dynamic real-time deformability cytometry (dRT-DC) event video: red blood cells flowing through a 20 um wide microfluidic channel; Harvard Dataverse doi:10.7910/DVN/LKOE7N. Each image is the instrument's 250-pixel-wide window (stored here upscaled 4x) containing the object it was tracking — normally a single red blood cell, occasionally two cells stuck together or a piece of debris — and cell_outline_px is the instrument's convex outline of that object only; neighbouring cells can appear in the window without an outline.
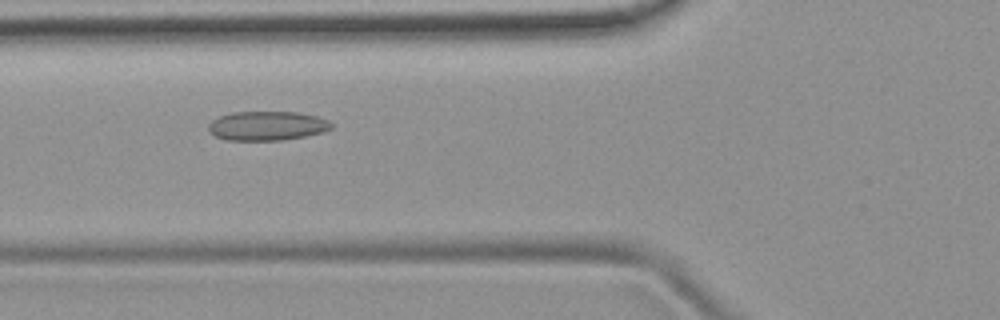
{"species": "common noctule bat (a hibernating species)", "species_latin": "Nyctalus noctula", "temperature_condition": "room temperature", "stored_images_in_passage": 51, "camera_frame_rate_fps": 3000, "um_per_image_px": 0.085, "animal": {"sex": "female", "body_mass_g": 19.9}, "frame": {"image": 1, "passage_image": 19, "time_ms": 6.0, "image_size_px": [1000, 320], "cell_outline_px": [[332, 128], [324, 132], [284, 140], [224, 140], [208, 132], [208, 124], [212, 120], [220, 116], [232, 112], [296, 112], [316, 116], [328, 120], [332, 124]], "centroid_in_image_um": [22.68, 10.7], "position_along_channel_um": 103.1, "area_um2": 20.98}}
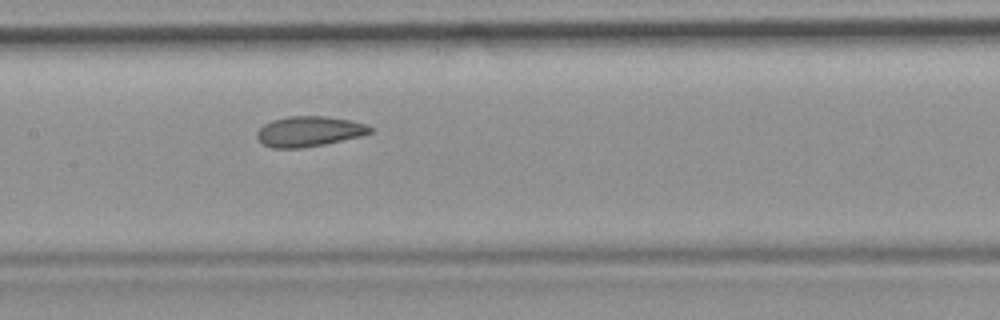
{"frame": {"image": 2, "passage_image": 25, "time_ms": 8.0, "image_size_px": [1000, 320], "cell_outline_px": [[372, 132], [360, 136], [324, 144], [300, 148], [272, 148], [264, 144], [256, 136], [256, 132], [264, 124], [272, 120], [288, 116], [324, 116], [352, 120], [368, 124], [372, 128]], "centroid_in_image_um": [26.28, 11.16], "position_along_channel_um": 181.1, "area_um2": 19.94}}
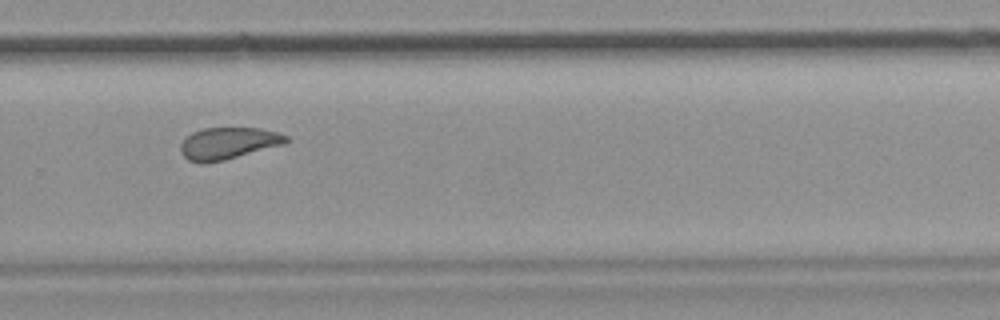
{"frame": {"image": 3, "passage_image": 35, "time_ms": 11.333, "image_size_px": [1000, 320], "cell_outline_px": [[288, 140], [284, 144], [224, 160], [204, 164], [200, 164], [188, 160], [180, 152], [180, 144], [192, 132], [204, 128], [260, 128], [276, 132], [288, 136]], "centroid_in_image_um": [19.36, 12.19], "position_along_channel_um": 310.4, "area_um2": 19.54}, "authors_computed_cell_mechanics": {"area_um2": 20.808, "velocity_mm_per_s": 3.8963, "shape_relaxation_time_tau1_ms": null, "shape_relaxation_time_tau2_ms": 2.2147, "deformation_change_tau1": null, "deformation_change_tau2": 0.0887}}